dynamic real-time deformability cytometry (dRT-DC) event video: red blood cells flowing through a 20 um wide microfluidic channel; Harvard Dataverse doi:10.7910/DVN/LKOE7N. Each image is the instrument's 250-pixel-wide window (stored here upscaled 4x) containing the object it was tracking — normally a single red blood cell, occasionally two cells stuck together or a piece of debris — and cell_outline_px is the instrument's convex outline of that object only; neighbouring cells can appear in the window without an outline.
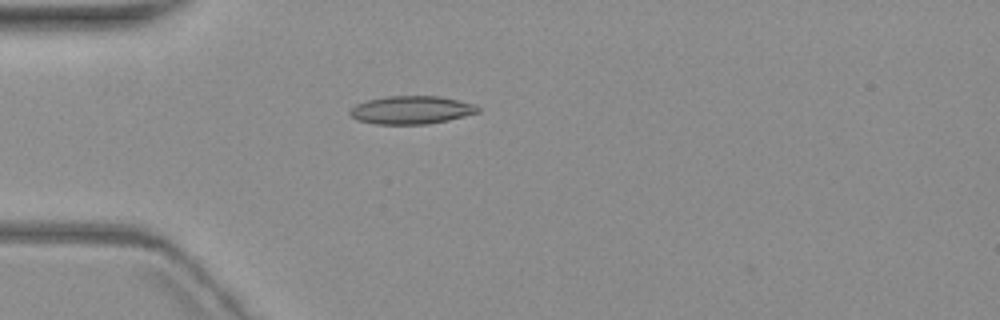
{"species": "common noctule bat (a hibernating species)", "species_latin": "Nyctalus noctula", "temperature_condition": "warm", "stored_images_in_passage": 6, "camera_frame_rate_fps": 3000, "um_per_image_px": 0.085, "animal": {"sex": "female", "body_mass_g": 19.3, "forearm_length_mm": 54.1}, "frame": {"image": 1, "passage_image": 5, "time_ms": 5.0, "image_size_px": [1000, 320], "cell_outline_px": [[480, 112], [448, 120], [428, 124], [376, 124], [356, 120], [348, 112], [356, 104], [368, 100], [384, 96], [440, 96], [476, 104], [480, 108]], "centroid_in_image_um": [34.98, 9.34], "position_along_channel_um": 50.0, "area_um2": 21.04}}